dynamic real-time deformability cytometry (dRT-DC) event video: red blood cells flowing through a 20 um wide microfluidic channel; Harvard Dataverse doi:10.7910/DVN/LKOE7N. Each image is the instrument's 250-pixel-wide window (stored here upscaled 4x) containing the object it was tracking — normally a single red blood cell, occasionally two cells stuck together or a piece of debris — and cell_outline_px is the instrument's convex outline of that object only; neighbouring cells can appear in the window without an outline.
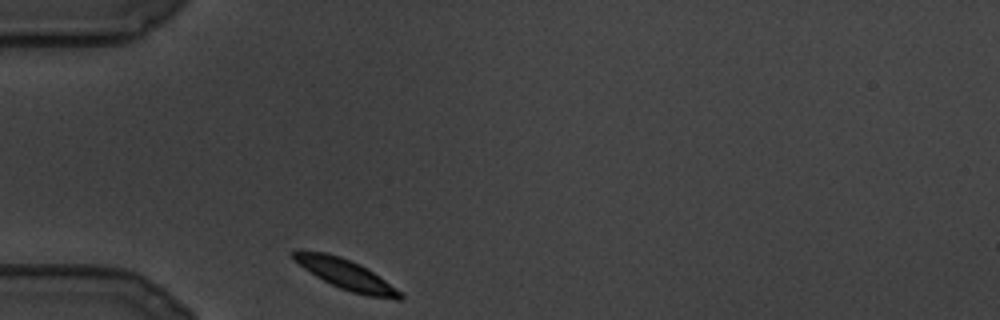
{"species": "common noctule bat (a hibernating species)", "species_latin": "Nyctalus noctula", "temperature_condition": "cold", "stored_images_in_passage": 65, "camera_frame_rate_fps": 3000, "um_per_image_px": 0.085, "animal": {"sex": "male", "body_mass_g": 19.5, "forearm_length_mm": 54.6}, "frame": {"image": 1, "passage_image": 1, "time_ms": 0.0, "image_size_px": [1000, 320], "cell_outline_px": [[404, 300], [396, 300], [368, 296], [352, 292], [340, 288], [316, 276], [292, 260], [292, 252], [324, 252], [340, 256], [360, 264], [384, 280], [400, 292], [404, 296]], "centroid_in_image_um": [29.43, 23.35], "position_along_channel_um": 55.6, "area_um2": 18.21}}
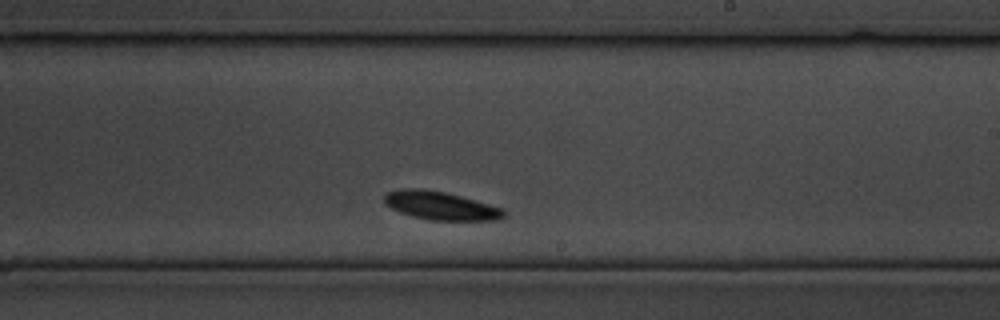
{"frame": {"image": 2, "passage_image": 38, "time_ms": 12.333, "image_size_px": [1000, 320], "cell_outline_px": [[504, 216], [500, 220], [428, 220], [412, 216], [400, 212], [384, 204], [384, 196], [388, 192], [400, 188], [420, 188], [444, 192], [460, 196], [504, 208]], "centroid_in_image_um": [37.43, 17.48], "position_along_channel_um": 251.6, "area_um2": 19.71}}
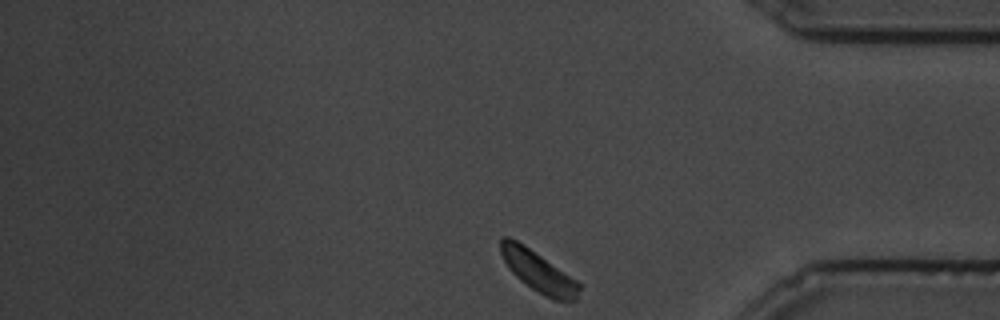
{"frame": {"image": 3, "passage_image": 65, "time_ms": 21.333, "image_size_px": [1000, 320], "cell_outline_px": [[580, 288], [576, 300], [552, 300], [544, 296], [520, 280], [508, 268], [500, 252], [500, 236], [508, 236], [524, 244], [576, 280], [580, 284]], "centroid_in_image_um": [45.72, 23.06], "position_along_channel_um": 389.5, "area_um2": 18.5}}